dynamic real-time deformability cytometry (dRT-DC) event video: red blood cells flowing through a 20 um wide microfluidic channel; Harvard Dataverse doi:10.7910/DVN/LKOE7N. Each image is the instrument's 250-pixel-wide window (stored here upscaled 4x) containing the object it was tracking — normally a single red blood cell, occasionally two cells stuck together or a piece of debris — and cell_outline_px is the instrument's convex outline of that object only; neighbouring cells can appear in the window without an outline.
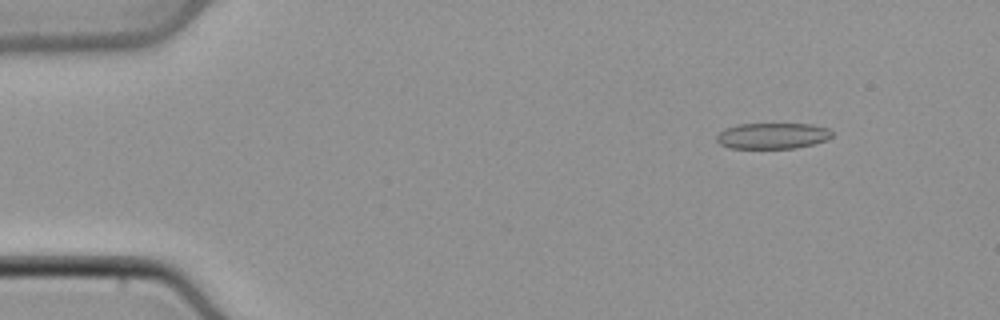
{"species": "common noctule bat (a hibernating species)", "species_latin": "Nyctalus noctula", "temperature_condition": "cold", "stored_images_in_passage": 7, "camera_frame_rate_fps": 3000, "um_per_image_px": 0.085, "animal": {"sex": "male", "body_mass_g": 21.5, "forearm_length_mm": 52.0}, "frame": {"image": 1, "passage_image": 4, "time_ms": 1.0, "image_size_px": [1000, 320], "cell_outline_px": [[832, 136], [828, 140], [796, 148], [728, 148], [720, 144], [716, 140], [716, 136], [724, 128], [736, 124], [812, 124], [828, 128], [832, 132]], "centroid_in_image_um": [65.65, 11.54], "position_along_channel_um": 19.3, "area_um2": 17.57}}